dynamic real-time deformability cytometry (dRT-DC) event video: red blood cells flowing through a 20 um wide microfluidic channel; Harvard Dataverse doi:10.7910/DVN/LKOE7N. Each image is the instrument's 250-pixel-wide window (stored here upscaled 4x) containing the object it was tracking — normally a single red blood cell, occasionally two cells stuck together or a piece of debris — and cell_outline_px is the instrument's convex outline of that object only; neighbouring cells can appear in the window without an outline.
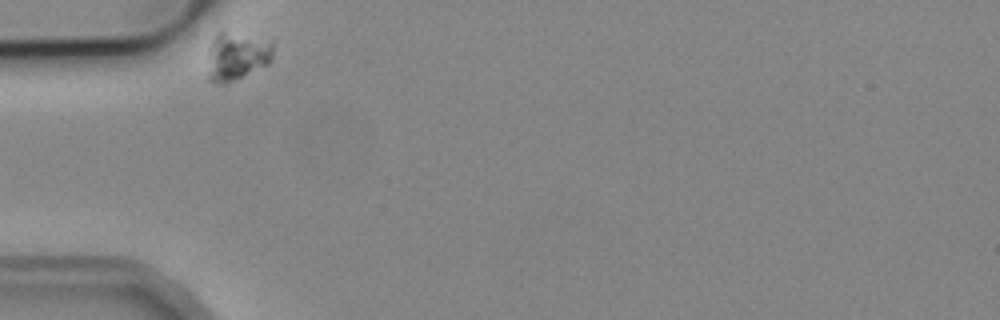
{"species": "common noctule bat (a hibernating species)", "species_latin": "Nyctalus noctula", "temperature_condition": "cold", "stored_images_in_passage": 33, "camera_frame_rate_fps": 3000, "um_per_image_px": 0.085, "animal": {"sex": "male", "body_mass_g": 19.2, "forearm_length_mm": 51.8}, "frame": {"image": 1, "passage_image": 1, "time_ms": 0.0, "image_size_px": [1000, 320], "cell_outline_px": [[272, 60], [268, 64], [224, 84], [220, 84], [208, 80], [208, 52], [212, 40], [220, 32], [224, 32], [272, 40]], "centroid_in_image_um": [20.11, 4.79], "position_along_channel_um": 64.9, "area_um2": 18.03}}
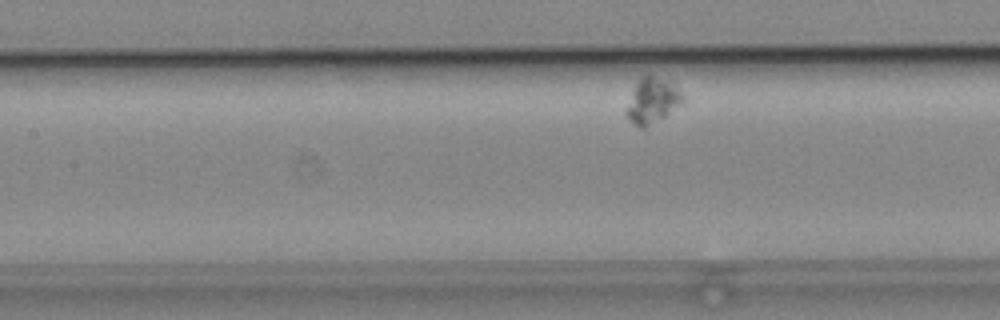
{"frame": {"image": 2, "passage_image": 10, "time_ms": 3.0, "image_size_px": [1000, 320], "cell_outline_px": [[684, 100], [680, 104], [664, 116], [644, 128], [640, 128], [624, 112], [636, 84], [640, 76], [644, 72], [648, 72], [676, 88], [684, 96]], "centroid_in_image_um": [55.41, 8.52], "position_along_channel_um": 152.0, "area_um2": 14.33}}
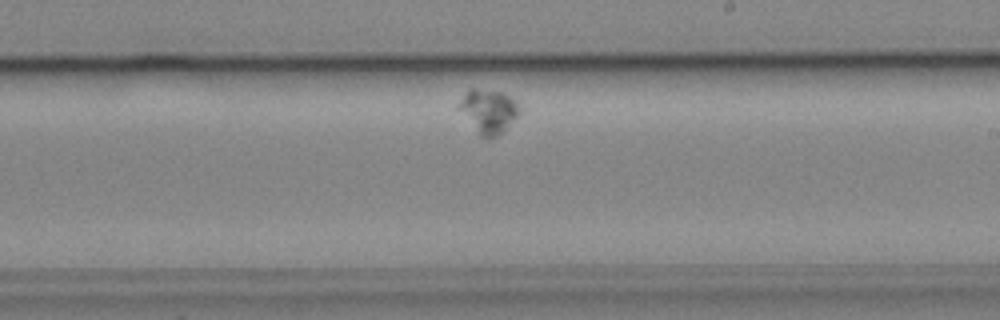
{"frame": {"image": 3, "passage_image": 19, "time_ms": 6.0, "image_size_px": [1000, 320], "cell_outline_px": [[520, 112], [504, 132], [496, 136], [480, 136], [456, 104], [472, 88], [476, 88], [500, 92], [512, 96], [520, 104]], "centroid_in_image_um": [41.57, 9.43], "position_along_channel_um": 247.4, "area_um2": 15.2}}